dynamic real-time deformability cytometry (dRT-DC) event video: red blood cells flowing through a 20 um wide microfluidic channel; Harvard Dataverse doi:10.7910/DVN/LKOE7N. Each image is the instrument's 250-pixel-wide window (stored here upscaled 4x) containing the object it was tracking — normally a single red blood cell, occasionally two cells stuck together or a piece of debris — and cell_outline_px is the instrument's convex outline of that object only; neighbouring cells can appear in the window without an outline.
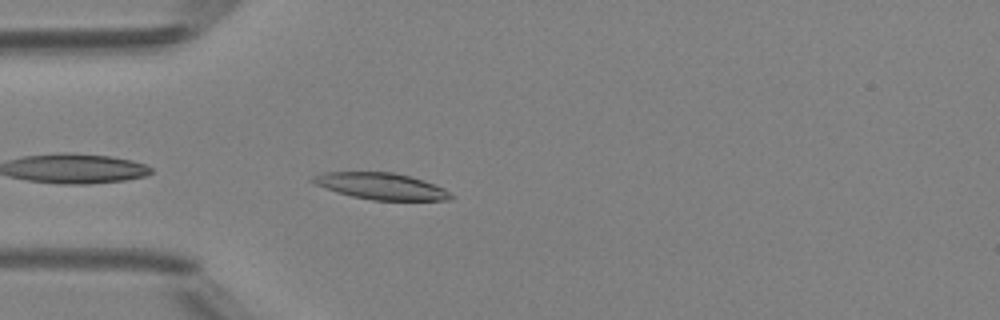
{"species": "Egyptian fruit bat (a non-hibernating species)", "species_latin": "Rousettus aegyptiacus", "temperature_condition": "room temperature", "stored_images_in_passage": 31, "camera_frame_rate_fps": 3000, "um_per_image_px": 0.085, "animal": {"sex": "female"}, "frame": {"image": 1, "passage_image": 2, "time_ms": 0.333, "image_size_px": [1000, 320], "cell_outline_px": [[456, 196], [452, 200], [372, 200], [352, 196], [336, 192], [316, 184], [308, 180], [312, 176], [324, 172], [392, 172], [408, 176], [444, 188]], "centroid_in_image_um": [32.38, 15.83], "position_along_channel_um": 52.6, "area_um2": 21.21}}
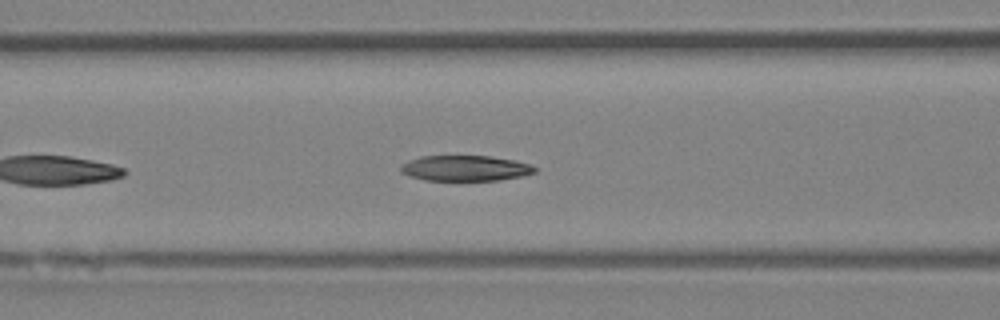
{"frame": {"image": 2, "passage_image": 8, "time_ms": 2.333, "image_size_px": [1000, 320], "cell_outline_px": [[536, 172], [524, 176], [500, 180], [424, 180], [408, 176], [400, 172], [400, 164], [408, 160], [420, 156], [492, 156], [516, 160], [528, 164], [536, 168]], "centroid_in_image_um": [39.52, 14.29], "position_along_channel_um": 127.1, "area_um2": 20.17}}
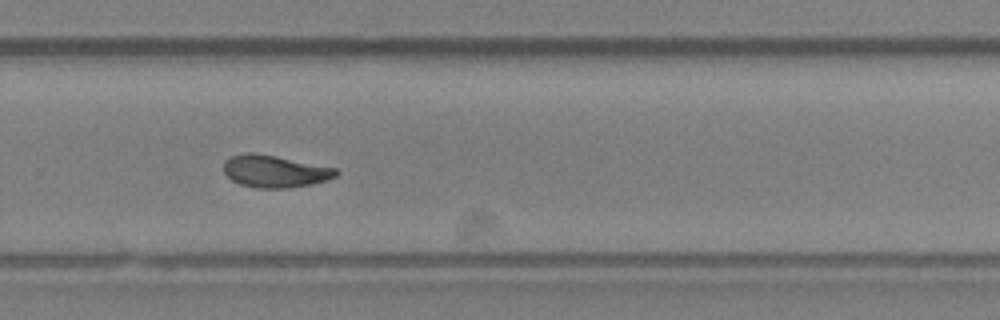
{"frame": {"image": 3, "passage_image": 21, "time_ms": 6.667, "image_size_px": [1000, 320], "cell_outline_px": [[340, 172], [336, 176], [328, 180], [288, 188], [256, 188], [240, 184], [232, 180], [224, 172], [224, 160], [232, 156], [244, 152], [252, 152], [276, 156], [336, 168]], "centroid_in_image_um": [23.35, 14.55], "position_along_channel_um": 306.5, "area_um2": 21.04}, "authors_computed_cell_mechanics": {"area_um2": 20.7502, "velocity_mm_per_s": 4.1516, "shape_relaxation_time_tau1_ms": 9.5688, "shape_relaxation_time_tau2_ms": null, "deformation_change_tau1": 0.2932, "deformation_change_tau2": null}}